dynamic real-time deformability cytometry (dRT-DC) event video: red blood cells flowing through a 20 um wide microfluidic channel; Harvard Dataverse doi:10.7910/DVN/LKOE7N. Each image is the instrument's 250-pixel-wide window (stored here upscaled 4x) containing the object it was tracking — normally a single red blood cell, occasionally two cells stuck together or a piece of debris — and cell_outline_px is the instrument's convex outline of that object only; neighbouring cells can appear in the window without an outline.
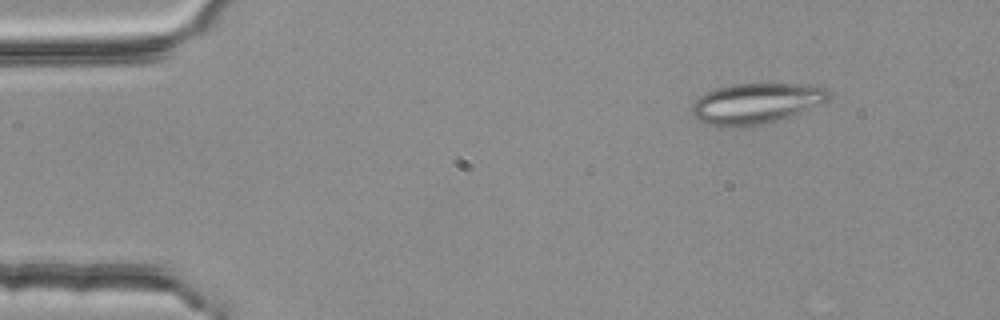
{"species": "common noctule bat (a hibernating species)", "species_latin": "Nyctalus noctula", "temperature_condition": "room temperature", "stored_images_in_passage": 3, "camera_frame_rate_fps": 3000, "um_per_image_px": 0.085, "animal": {"sex": "female", "body_mass_g": 25.1}, "frame": {"image": 1, "passage_image": 1, "time_ms": 0.0, "image_size_px": [1000, 320], "cell_outline_px": [[832, 96], [824, 104], [768, 124], [732, 128], [720, 128], [696, 120], [692, 116], [692, 104], [704, 92], [716, 88], [732, 84], [808, 84], [824, 88]], "centroid_in_image_um": [64.25, 8.82], "position_along_channel_um": 20.8, "area_um2": 33.06}}